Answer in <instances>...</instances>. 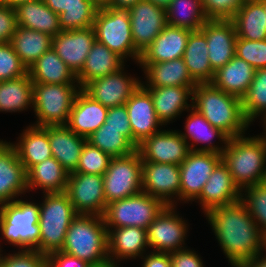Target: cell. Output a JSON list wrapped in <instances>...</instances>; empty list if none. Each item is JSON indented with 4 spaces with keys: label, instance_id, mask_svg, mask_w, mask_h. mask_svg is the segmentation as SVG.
Here are the masks:
<instances>
[{
    "label": "cell",
    "instance_id": "1",
    "mask_svg": "<svg viewBox=\"0 0 266 267\" xmlns=\"http://www.w3.org/2000/svg\"><path fill=\"white\" fill-rule=\"evenodd\" d=\"M205 217L232 267H243L266 251V237L241 200L213 208Z\"/></svg>",
    "mask_w": 266,
    "mask_h": 267
},
{
    "label": "cell",
    "instance_id": "2",
    "mask_svg": "<svg viewBox=\"0 0 266 267\" xmlns=\"http://www.w3.org/2000/svg\"><path fill=\"white\" fill-rule=\"evenodd\" d=\"M192 108L229 138L247 134L251 126L244 117L241 99L216 88L212 83L196 85Z\"/></svg>",
    "mask_w": 266,
    "mask_h": 267
},
{
    "label": "cell",
    "instance_id": "3",
    "mask_svg": "<svg viewBox=\"0 0 266 267\" xmlns=\"http://www.w3.org/2000/svg\"><path fill=\"white\" fill-rule=\"evenodd\" d=\"M221 156L240 191L266 181V141L262 135L229 138Z\"/></svg>",
    "mask_w": 266,
    "mask_h": 267
},
{
    "label": "cell",
    "instance_id": "4",
    "mask_svg": "<svg viewBox=\"0 0 266 267\" xmlns=\"http://www.w3.org/2000/svg\"><path fill=\"white\" fill-rule=\"evenodd\" d=\"M60 251L84 260L91 266L110 262L108 230L103 216L78 214L70 223Z\"/></svg>",
    "mask_w": 266,
    "mask_h": 267
},
{
    "label": "cell",
    "instance_id": "5",
    "mask_svg": "<svg viewBox=\"0 0 266 267\" xmlns=\"http://www.w3.org/2000/svg\"><path fill=\"white\" fill-rule=\"evenodd\" d=\"M39 203L18 198L0 204V234L18 250L39 252Z\"/></svg>",
    "mask_w": 266,
    "mask_h": 267
},
{
    "label": "cell",
    "instance_id": "6",
    "mask_svg": "<svg viewBox=\"0 0 266 267\" xmlns=\"http://www.w3.org/2000/svg\"><path fill=\"white\" fill-rule=\"evenodd\" d=\"M39 202V253L49 255L63 248L70 223L78 215L66 192L43 193Z\"/></svg>",
    "mask_w": 266,
    "mask_h": 267
},
{
    "label": "cell",
    "instance_id": "7",
    "mask_svg": "<svg viewBox=\"0 0 266 267\" xmlns=\"http://www.w3.org/2000/svg\"><path fill=\"white\" fill-rule=\"evenodd\" d=\"M80 90L79 84L33 83V111L37 120L31 125L66 126Z\"/></svg>",
    "mask_w": 266,
    "mask_h": 267
},
{
    "label": "cell",
    "instance_id": "8",
    "mask_svg": "<svg viewBox=\"0 0 266 267\" xmlns=\"http://www.w3.org/2000/svg\"><path fill=\"white\" fill-rule=\"evenodd\" d=\"M96 41L106 45L126 62L129 58L138 64L140 53L135 49L128 10L100 5L93 23Z\"/></svg>",
    "mask_w": 266,
    "mask_h": 267
},
{
    "label": "cell",
    "instance_id": "9",
    "mask_svg": "<svg viewBox=\"0 0 266 267\" xmlns=\"http://www.w3.org/2000/svg\"><path fill=\"white\" fill-rule=\"evenodd\" d=\"M167 205L145 192L107 204L103 218L106 228L141 227L147 229Z\"/></svg>",
    "mask_w": 266,
    "mask_h": 267
},
{
    "label": "cell",
    "instance_id": "10",
    "mask_svg": "<svg viewBox=\"0 0 266 267\" xmlns=\"http://www.w3.org/2000/svg\"><path fill=\"white\" fill-rule=\"evenodd\" d=\"M106 204L142 191V159L136 150L123 157H112L103 175Z\"/></svg>",
    "mask_w": 266,
    "mask_h": 267
},
{
    "label": "cell",
    "instance_id": "11",
    "mask_svg": "<svg viewBox=\"0 0 266 267\" xmlns=\"http://www.w3.org/2000/svg\"><path fill=\"white\" fill-rule=\"evenodd\" d=\"M176 208V205H167L147 227L148 244L152 251L172 253L187 248L185 241L189 225Z\"/></svg>",
    "mask_w": 266,
    "mask_h": 267
},
{
    "label": "cell",
    "instance_id": "12",
    "mask_svg": "<svg viewBox=\"0 0 266 267\" xmlns=\"http://www.w3.org/2000/svg\"><path fill=\"white\" fill-rule=\"evenodd\" d=\"M222 161L215 152L190 151L180 167V203H192L199 197L215 167Z\"/></svg>",
    "mask_w": 266,
    "mask_h": 267
},
{
    "label": "cell",
    "instance_id": "13",
    "mask_svg": "<svg viewBox=\"0 0 266 267\" xmlns=\"http://www.w3.org/2000/svg\"><path fill=\"white\" fill-rule=\"evenodd\" d=\"M65 192L78 214L104 215L107 204L103 175L71 172Z\"/></svg>",
    "mask_w": 266,
    "mask_h": 267
},
{
    "label": "cell",
    "instance_id": "14",
    "mask_svg": "<svg viewBox=\"0 0 266 267\" xmlns=\"http://www.w3.org/2000/svg\"><path fill=\"white\" fill-rule=\"evenodd\" d=\"M125 68L124 66L117 72L90 81L82 90L106 108L125 105L142 84L139 77L126 73Z\"/></svg>",
    "mask_w": 266,
    "mask_h": 267
},
{
    "label": "cell",
    "instance_id": "15",
    "mask_svg": "<svg viewBox=\"0 0 266 267\" xmlns=\"http://www.w3.org/2000/svg\"><path fill=\"white\" fill-rule=\"evenodd\" d=\"M142 191L166 205L180 202V167L176 164L142 161Z\"/></svg>",
    "mask_w": 266,
    "mask_h": 267
},
{
    "label": "cell",
    "instance_id": "16",
    "mask_svg": "<svg viewBox=\"0 0 266 267\" xmlns=\"http://www.w3.org/2000/svg\"><path fill=\"white\" fill-rule=\"evenodd\" d=\"M142 161L180 165L191 151L179 130L163 129L145 138L136 148Z\"/></svg>",
    "mask_w": 266,
    "mask_h": 267
},
{
    "label": "cell",
    "instance_id": "17",
    "mask_svg": "<svg viewBox=\"0 0 266 267\" xmlns=\"http://www.w3.org/2000/svg\"><path fill=\"white\" fill-rule=\"evenodd\" d=\"M128 14L134 46L141 54L167 25L166 9L141 0L128 9Z\"/></svg>",
    "mask_w": 266,
    "mask_h": 267
},
{
    "label": "cell",
    "instance_id": "18",
    "mask_svg": "<svg viewBox=\"0 0 266 267\" xmlns=\"http://www.w3.org/2000/svg\"><path fill=\"white\" fill-rule=\"evenodd\" d=\"M26 193L27 174L17 150L10 141L0 139V204L15 201Z\"/></svg>",
    "mask_w": 266,
    "mask_h": 267
},
{
    "label": "cell",
    "instance_id": "19",
    "mask_svg": "<svg viewBox=\"0 0 266 267\" xmlns=\"http://www.w3.org/2000/svg\"><path fill=\"white\" fill-rule=\"evenodd\" d=\"M200 31L206 36L208 58L216 72L235 56V26L231 20H207Z\"/></svg>",
    "mask_w": 266,
    "mask_h": 267
},
{
    "label": "cell",
    "instance_id": "20",
    "mask_svg": "<svg viewBox=\"0 0 266 267\" xmlns=\"http://www.w3.org/2000/svg\"><path fill=\"white\" fill-rule=\"evenodd\" d=\"M95 40L93 27L68 31L61 30L52 37V48L77 75L83 68Z\"/></svg>",
    "mask_w": 266,
    "mask_h": 267
},
{
    "label": "cell",
    "instance_id": "21",
    "mask_svg": "<svg viewBox=\"0 0 266 267\" xmlns=\"http://www.w3.org/2000/svg\"><path fill=\"white\" fill-rule=\"evenodd\" d=\"M125 105L132 128V136L138 144L164 127L156 116L150 92L142 84Z\"/></svg>",
    "mask_w": 266,
    "mask_h": 267
},
{
    "label": "cell",
    "instance_id": "22",
    "mask_svg": "<svg viewBox=\"0 0 266 267\" xmlns=\"http://www.w3.org/2000/svg\"><path fill=\"white\" fill-rule=\"evenodd\" d=\"M107 230L110 263L119 266L121 261L124 263L127 260H136L149 251L147 250L149 249V244L146 229L129 226L107 228Z\"/></svg>",
    "mask_w": 266,
    "mask_h": 267
},
{
    "label": "cell",
    "instance_id": "23",
    "mask_svg": "<svg viewBox=\"0 0 266 267\" xmlns=\"http://www.w3.org/2000/svg\"><path fill=\"white\" fill-rule=\"evenodd\" d=\"M204 215L213 208L233 204L241 200V191L233 182L230 171L221 161L209 176L196 199Z\"/></svg>",
    "mask_w": 266,
    "mask_h": 267
},
{
    "label": "cell",
    "instance_id": "24",
    "mask_svg": "<svg viewBox=\"0 0 266 267\" xmlns=\"http://www.w3.org/2000/svg\"><path fill=\"white\" fill-rule=\"evenodd\" d=\"M195 87L196 86L145 87L151 94L156 116L163 126L175 122L183 111H188L192 108L193 89Z\"/></svg>",
    "mask_w": 266,
    "mask_h": 267
},
{
    "label": "cell",
    "instance_id": "25",
    "mask_svg": "<svg viewBox=\"0 0 266 267\" xmlns=\"http://www.w3.org/2000/svg\"><path fill=\"white\" fill-rule=\"evenodd\" d=\"M186 112H188L189 114L187 115L185 121V132L180 131V133L182 137L187 141L190 150L215 152L221 154L226 148L229 137L220 129L213 127L194 108H191ZM216 138L219 145L214 143L215 141H213ZM200 144L202 145L199 146Z\"/></svg>",
    "mask_w": 266,
    "mask_h": 267
},
{
    "label": "cell",
    "instance_id": "26",
    "mask_svg": "<svg viewBox=\"0 0 266 267\" xmlns=\"http://www.w3.org/2000/svg\"><path fill=\"white\" fill-rule=\"evenodd\" d=\"M192 31L166 25L162 32L141 53L138 63H161L183 58Z\"/></svg>",
    "mask_w": 266,
    "mask_h": 267
},
{
    "label": "cell",
    "instance_id": "27",
    "mask_svg": "<svg viewBox=\"0 0 266 267\" xmlns=\"http://www.w3.org/2000/svg\"><path fill=\"white\" fill-rule=\"evenodd\" d=\"M108 108L93 100L82 89L72 105L67 127L82 137H89L105 123Z\"/></svg>",
    "mask_w": 266,
    "mask_h": 267
},
{
    "label": "cell",
    "instance_id": "28",
    "mask_svg": "<svg viewBox=\"0 0 266 267\" xmlns=\"http://www.w3.org/2000/svg\"><path fill=\"white\" fill-rule=\"evenodd\" d=\"M59 15L61 30H76L93 27L100 4L96 0H43Z\"/></svg>",
    "mask_w": 266,
    "mask_h": 267
},
{
    "label": "cell",
    "instance_id": "29",
    "mask_svg": "<svg viewBox=\"0 0 266 267\" xmlns=\"http://www.w3.org/2000/svg\"><path fill=\"white\" fill-rule=\"evenodd\" d=\"M48 139L54 157L69 173L78 166L87 138L77 135L67 126H48Z\"/></svg>",
    "mask_w": 266,
    "mask_h": 267
},
{
    "label": "cell",
    "instance_id": "30",
    "mask_svg": "<svg viewBox=\"0 0 266 267\" xmlns=\"http://www.w3.org/2000/svg\"><path fill=\"white\" fill-rule=\"evenodd\" d=\"M17 139V142H10V144L17 150L19 160L26 172L32 166L52 157L48 139V126L29 125L23 129Z\"/></svg>",
    "mask_w": 266,
    "mask_h": 267
},
{
    "label": "cell",
    "instance_id": "31",
    "mask_svg": "<svg viewBox=\"0 0 266 267\" xmlns=\"http://www.w3.org/2000/svg\"><path fill=\"white\" fill-rule=\"evenodd\" d=\"M142 68L146 81H142L144 87L162 86H196L191 78L183 58L173 59L161 63H138Z\"/></svg>",
    "mask_w": 266,
    "mask_h": 267
},
{
    "label": "cell",
    "instance_id": "32",
    "mask_svg": "<svg viewBox=\"0 0 266 267\" xmlns=\"http://www.w3.org/2000/svg\"><path fill=\"white\" fill-rule=\"evenodd\" d=\"M125 62L117 53L95 40L83 68L76 75L77 82L82 89L94 79L119 71L125 66Z\"/></svg>",
    "mask_w": 266,
    "mask_h": 267
},
{
    "label": "cell",
    "instance_id": "33",
    "mask_svg": "<svg viewBox=\"0 0 266 267\" xmlns=\"http://www.w3.org/2000/svg\"><path fill=\"white\" fill-rule=\"evenodd\" d=\"M255 71L253 66L235 55L225 66L215 72L211 83L216 88L241 99L246 94Z\"/></svg>",
    "mask_w": 266,
    "mask_h": 267
},
{
    "label": "cell",
    "instance_id": "34",
    "mask_svg": "<svg viewBox=\"0 0 266 267\" xmlns=\"http://www.w3.org/2000/svg\"><path fill=\"white\" fill-rule=\"evenodd\" d=\"M18 26L46 33L51 37L61 31L59 15L53 12L43 0H33L15 7Z\"/></svg>",
    "mask_w": 266,
    "mask_h": 267
},
{
    "label": "cell",
    "instance_id": "35",
    "mask_svg": "<svg viewBox=\"0 0 266 267\" xmlns=\"http://www.w3.org/2000/svg\"><path fill=\"white\" fill-rule=\"evenodd\" d=\"M33 83L78 84L76 74L51 47L28 68Z\"/></svg>",
    "mask_w": 266,
    "mask_h": 267
},
{
    "label": "cell",
    "instance_id": "36",
    "mask_svg": "<svg viewBox=\"0 0 266 267\" xmlns=\"http://www.w3.org/2000/svg\"><path fill=\"white\" fill-rule=\"evenodd\" d=\"M26 174L28 194L34 189L42 193L66 191L69 172L54 157L32 166Z\"/></svg>",
    "mask_w": 266,
    "mask_h": 267
},
{
    "label": "cell",
    "instance_id": "37",
    "mask_svg": "<svg viewBox=\"0 0 266 267\" xmlns=\"http://www.w3.org/2000/svg\"><path fill=\"white\" fill-rule=\"evenodd\" d=\"M183 60L191 78L197 83H211L215 72L208 58L206 36L200 31L189 35Z\"/></svg>",
    "mask_w": 266,
    "mask_h": 267
},
{
    "label": "cell",
    "instance_id": "38",
    "mask_svg": "<svg viewBox=\"0 0 266 267\" xmlns=\"http://www.w3.org/2000/svg\"><path fill=\"white\" fill-rule=\"evenodd\" d=\"M231 21L235 26L237 38L266 40V14L263 2L245 0Z\"/></svg>",
    "mask_w": 266,
    "mask_h": 267
},
{
    "label": "cell",
    "instance_id": "39",
    "mask_svg": "<svg viewBox=\"0 0 266 267\" xmlns=\"http://www.w3.org/2000/svg\"><path fill=\"white\" fill-rule=\"evenodd\" d=\"M32 108L33 82L29 74L0 81V112L20 113Z\"/></svg>",
    "mask_w": 266,
    "mask_h": 267
},
{
    "label": "cell",
    "instance_id": "40",
    "mask_svg": "<svg viewBox=\"0 0 266 267\" xmlns=\"http://www.w3.org/2000/svg\"><path fill=\"white\" fill-rule=\"evenodd\" d=\"M10 43L28 69L52 47V37L46 33L17 26Z\"/></svg>",
    "mask_w": 266,
    "mask_h": 267
},
{
    "label": "cell",
    "instance_id": "41",
    "mask_svg": "<svg viewBox=\"0 0 266 267\" xmlns=\"http://www.w3.org/2000/svg\"><path fill=\"white\" fill-rule=\"evenodd\" d=\"M87 142L111 157L128 156L135 152L139 145L133 139L132 130L106 128V123L87 137Z\"/></svg>",
    "mask_w": 266,
    "mask_h": 267
},
{
    "label": "cell",
    "instance_id": "42",
    "mask_svg": "<svg viewBox=\"0 0 266 267\" xmlns=\"http://www.w3.org/2000/svg\"><path fill=\"white\" fill-rule=\"evenodd\" d=\"M167 24L198 31L208 20L202 0H173L166 8Z\"/></svg>",
    "mask_w": 266,
    "mask_h": 267
},
{
    "label": "cell",
    "instance_id": "43",
    "mask_svg": "<svg viewBox=\"0 0 266 267\" xmlns=\"http://www.w3.org/2000/svg\"><path fill=\"white\" fill-rule=\"evenodd\" d=\"M241 103L244 117L250 124L257 119L261 121L266 119V68L255 71L246 94L241 98Z\"/></svg>",
    "mask_w": 266,
    "mask_h": 267
},
{
    "label": "cell",
    "instance_id": "44",
    "mask_svg": "<svg viewBox=\"0 0 266 267\" xmlns=\"http://www.w3.org/2000/svg\"><path fill=\"white\" fill-rule=\"evenodd\" d=\"M241 201L266 237V181L243 189Z\"/></svg>",
    "mask_w": 266,
    "mask_h": 267
},
{
    "label": "cell",
    "instance_id": "45",
    "mask_svg": "<svg viewBox=\"0 0 266 267\" xmlns=\"http://www.w3.org/2000/svg\"><path fill=\"white\" fill-rule=\"evenodd\" d=\"M111 158L109 154L86 141L81 151L78 166L74 172L104 175Z\"/></svg>",
    "mask_w": 266,
    "mask_h": 267
},
{
    "label": "cell",
    "instance_id": "46",
    "mask_svg": "<svg viewBox=\"0 0 266 267\" xmlns=\"http://www.w3.org/2000/svg\"><path fill=\"white\" fill-rule=\"evenodd\" d=\"M235 55L245 60L256 70L266 68V40L237 38Z\"/></svg>",
    "mask_w": 266,
    "mask_h": 267
},
{
    "label": "cell",
    "instance_id": "47",
    "mask_svg": "<svg viewBox=\"0 0 266 267\" xmlns=\"http://www.w3.org/2000/svg\"><path fill=\"white\" fill-rule=\"evenodd\" d=\"M28 73L10 42L0 44V81L19 78Z\"/></svg>",
    "mask_w": 266,
    "mask_h": 267
},
{
    "label": "cell",
    "instance_id": "48",
    "mask_svg": "<svg viewBox=\"0 0 266 267\" xmlns=\"http://www.w3.org/2000/svg\"><path fill=\"white\" fill-rule=\"evenodd\" d=\"M0 267H48V256L35 250H18L13 254L3 253Z\"/></svg>",
    "mask_w": 266,
    "mask_h": 267
},
{
    "label": "cell",
    "instance_id": "49",
    "mask_svg": "<svg viewBox=\"0 0 266 267\" xmlns=\"http://www.w3.org/2000/svg\"><path fill=\"white\" fill-rule=\"evenodd\" d=\"M245 0H202L208 20H231Z\"/></svg>",
    "mask_w": 266,
    "mask_h": 267
},
{
    "label": "cell",
    "instance_id": "50",
    "mask_svg": "<svg viewBox=\"0 0 266 267\" xmlns=\"http://www.w3.org/2000/svg\"><path fill=\"white\" fill-rule=\"evenodd\" d=\"M17 26L15 8L0 3V44L11 41Z\"/></svg>",
    "mask_w": 266,
    "mask_h": 267
},
{
    "label": "cell",
    "instance_id": "51",
    "mask_svg": "<svg viewBox=\"0 0 266 267\" xmlns=\"http://www.w3.org/2000/svg\"><path fill=\"white\" fill-rule=\"evenodd\" d=\"M201 255L193 249H182L170 253L172 267H205Z\"/></svg>",
    "mask_w": 266,
    "mask_h": 267
},
{
    "label": "cell",
    "instance_id": "52",
    "mask_svg": "<svg viewBox=\"0 0 266 267\" xmlns=\"http://www.w3.org/2000/svg\"><path fill=\"white\" fill-rule=\"evenodd\" d=\"M105 123L106 128H114L116 130H132L129 123L126 105L108 108Z\"/></svg>",
    "mask_w": 266,
    "mask_h": 267
},
{
    "label": "cell",
    "instance_id": "53",
    "mask_svg": "<svg viewBox=\"0 0 266 267\" xmlns=\"http://www.w3.org/2000/svg\"><path fill=\"white\" fill-rule=\"evenodd\" d=\"M48 267H91V265L62 251H55L48 255Z\"/></svg>",
    "mask_w": 266,
    "mask_h": 267
},
{
    "label": "cell",
    "instance_id": "54",
    "mask_svg": "<svg viewBox=\"0 0 266 267\" xmlns=\"http://www.w3.org/2000/svg\"><path fill=\"white\" fill-rule=\"evenodd\" d=\"M144 255L141 267H172L170 253L148 251Z\"/></svg>",
    "mask_w": 266,
    "mask_h": 267
},
{
    "label": "cell",
    "instance_id": "55",
    "mask_svg": "<svg viewBox=\"0 0 266 267\" xmlns=\"http://www.w3.org/2000/svg\"><path fill=\"white\" fill-rule=\"evenodd\" d=\"M141 0H103L102 6H107L114 9L128 10L130 7L135 5Z\"/></svg>",
    "mask_w": 266,
    "mask_h": 267
},
{
    "label": "cell",
    "instance_id": "56",
    "mask_svg": "<svg viewBox=\"0 0 266 267\" xmlns=\"http://www.w3.org/2000/svg\"><path fill=\"white\" fill-rule=\"evenodd\" d=\"M243 267H266V251L254 257L250 263L245 264Z\"/></svg>",
    "mask_w": 266,
    "mask_h": 267
},
{
    "label": "cell",
    "instance_id": "57",
    "mask_svg": "<svg viewBox=\"0 0 266 267\" xmlns=\"http://www.w3.org/2000/svg\"><path fill=\"white\" fill-rule=\"evenodd\" d=\"M29 1H33V0H2L0 3L7 5L9 7H16L18 4H22L25 2H29Z\"/></svg>",
    "mask_w": 266,
    "mask_h": 267
},
{
    "label": "cell",
    "instance_id": "58",
    "mask_svg": "<svg viewBox=\"0 0 266 267\" xmlns=\"http://www.w3.org/2000/svg\"><path fill=\"white\" fill-rule=\"evenodd\" d=\"M148 1L152 2L156 6L166 9L173 0H148Z\"/></svg>",
    "mask_w": 266,
    "mask_h": 267
},
{
    "label": "cell",
    "instance_id": "59",
    "mask_svg": "<svg viewBox=\"0 0 266 267\" xmlns=\"http://www.w3.org/2000/svg\"><path fill=\"white\" fill-rule=\"evenodd\" d=\"M91 267H119V266L114 265L113 263L108 262V263H104V264H102V265L91 266ZM120 267H121V265H120Z\"/></svg>",
    "mask_w": 266,
    "mask_h": 267
},
{
    "label": "cell",
    "instance_id": "60",
    "mask_svg": "<svg viewBox=\"0 0 266 267\" xmlns=\"http://www.w3.org/2000/svg\"><path fill=\"white\" fill-rule=\"evenodd\" d=\"M260 123H262L263 130L265 131V132L263 131L261 135L264 137L266 141V123L263 120Z\"/></svg>",
    "mask_w": 266,
    "mask_h": 267
},
{
    "label": "cell",
    "instance_id": "61",
    "mask_svg": "<svg viewBox=\"0 0 266 267\" xmlns=\"http://www.w3.org/2000/svg\"><path fill=\"white\" fill-rule=\"evenodd\" d=\"M0 242H1V241H0ZM1 247H2V246L0 245V258H1L2 252H3V250H2Z\"/></svg>",
    "mask_w": 266,
    "mask_h": 267
},
{
    "label": "cell",
    "instance_id": "62",
    "mask_svg": "<svg viewBox=\"0 0 266 267\" xmlns=\"http://www.w3.org/2000/svg\"><path fill=\"white\" fill-rule=\"evenodd\" d=\"M254 1L266 3V0H254Z\"/></svg>",
    "mask_w": 266,
    "mask_h": 267
},
{
    "label": "cell",
    "instance_id": "63",
    "mask_svg": "<svg viewBox=\"0 0 266 267\" xmlns=\"http://www.w3.org/2000/svg\"><path fill=\"white\" fill-rule=\"evenodd\" d=\"M100 5L103 2V0H96Z\"/></svg>",
    "mask_w": 266,
    "mask_h": 267
},
{
    "label": "cell",
    "instance_id": "64",
    "mask_svg": "<svg viewBox=\"0 0 266 267\" xmlns=\"http://www.w3.org/2000/svg\"><path fill=\"white\" fill-rule=\"evenodd\" d=\"M264 11H265V14H266V3H264Z\"/></svg>",
    "mask_w": 266,
    "mask_h": 267
}]
</instances>
